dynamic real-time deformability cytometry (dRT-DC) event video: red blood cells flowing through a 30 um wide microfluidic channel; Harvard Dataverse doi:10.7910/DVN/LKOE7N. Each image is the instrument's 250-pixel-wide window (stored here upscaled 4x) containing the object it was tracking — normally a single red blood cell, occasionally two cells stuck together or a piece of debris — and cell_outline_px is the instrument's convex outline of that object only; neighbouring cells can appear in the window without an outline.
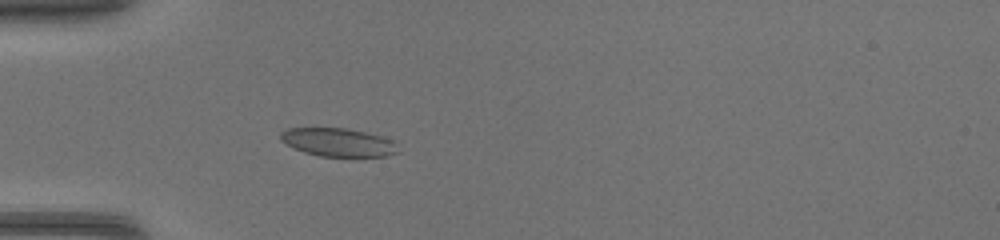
{"species": "common noctule bat (a hibernating species)", "species_latin": "Nyctalus noctula", "temperature_condition": "warm", "stored_images_in_passage": 32, "camera_frame_rate_fps": 3000, "um_per_image_px": 0.085, "animal": {"sex": "female", "body_mass_g": 17.0, "forearm_length_mm": 48.0}, "frame": {"image": 1, "passage_image": 1, "time_ms": 0.0, "image_size_px": [1000, 240], "cell_outline_px": [[400, 152], [384, 156], [320, 156], [304, 152], [280, 140], [280, 132], [288, 128], [348, 128], [380, 136], [392, 140], [396, 144]], "centroid_in_image_um": [28.75, 12.09], "position_along_channel_um": 56.3, "area_um2": 19.19}}
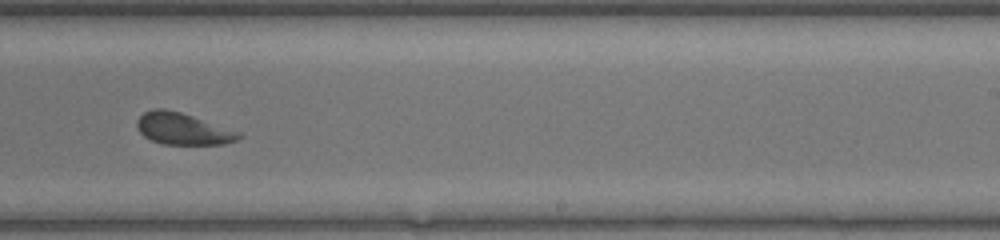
{"frame": {"image": 2, "passage_image": 16, "time_ms": 5.0, "image_size_px": [1000, 240], "cell_outline_px": [[244, 136], [236, 140], [224, 144], [160, 144], [144, 136], [136, 128], [136, 120], [144, 112], [152, 108], [164, 108], [180, 112], [244, 132]], "centroid_in_image_um": [15.57, 10.94], "position_along_channel_um": 273.4, "area_um2": 19.13}}
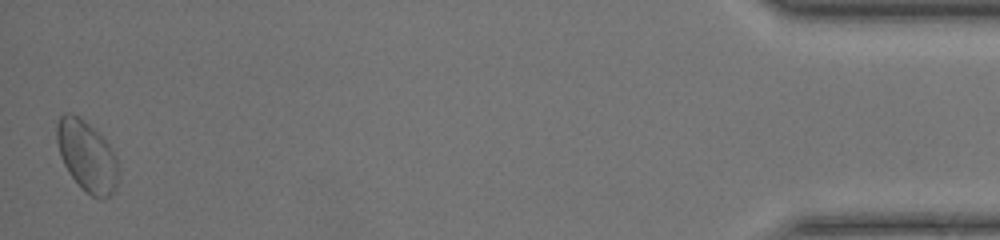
{"frame": {"image": 3, "passage_image": 32, "time_ms": 10.333, "image_size_px": [1000, 240], "cell_outline_px": [[120, 176], [116, 188], [104, 200], [100, 200], [92, 196], [80, 188], [68, 172], [60, 156], [56, 140], [56, 124], [60, 116], [64, 112], [72, 112], [80, 116], [108, 144], [116, 156]], "centroid_in_image_um": [7.38, 13.29], "position_along_channel_um": 427.8, "area_um2": 25.72}}